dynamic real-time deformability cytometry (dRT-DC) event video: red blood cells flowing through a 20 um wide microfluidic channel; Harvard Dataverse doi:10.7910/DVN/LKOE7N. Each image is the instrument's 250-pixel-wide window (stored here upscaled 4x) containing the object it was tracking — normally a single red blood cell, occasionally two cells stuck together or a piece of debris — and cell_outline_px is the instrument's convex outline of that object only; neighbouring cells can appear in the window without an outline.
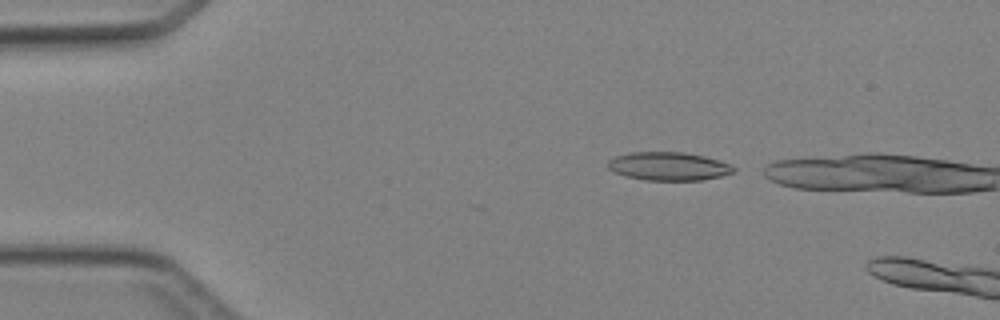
{"species": "Egyptian fruit bat (a non-hibernating species)", "species_latin": "Rousettus aegyptiacus", "temperature_condition": "cold", "stored_images_in_passage": 2, "camera_frame_rate_fps": 3000, "um_per_image_px": 0.085, "animal": {"sex": "female"}, "frame": {"image": 1, "passage_image": 1, "time_ms": 0.0, "image_size_px": [1000, 320], "cell_outline_px": [[736, 172], [720, 176], [700, 180], [644, 180], [624, 176], [608, 168], [608, 160], [616, 156], [628, 152], [684, 152], [704, 156], [720, 160], [732, 164], [736, 168]], "centroid_in_image_um": [56.86, 14.13], "position_along_channel_um": 28.1, "area_um2": 20.92}}